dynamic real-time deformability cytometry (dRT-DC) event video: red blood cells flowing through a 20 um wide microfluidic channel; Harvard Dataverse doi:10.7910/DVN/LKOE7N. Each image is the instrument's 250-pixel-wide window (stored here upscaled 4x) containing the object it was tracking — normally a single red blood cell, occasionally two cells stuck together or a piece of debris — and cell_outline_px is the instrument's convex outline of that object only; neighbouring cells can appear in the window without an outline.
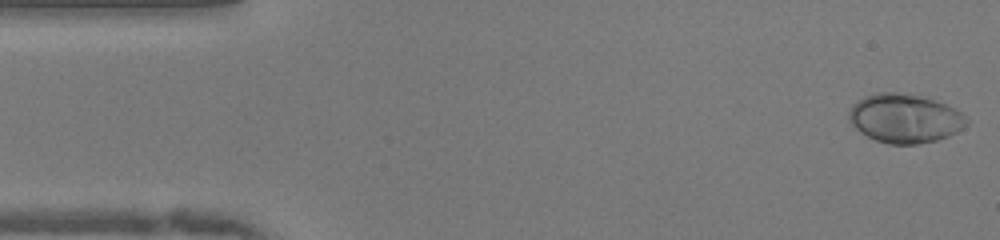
{"species": "human", "species_latin": "Homo sapiens", "temperature_condition": "warm", "stored_images_in_passage": 49, "camera_frame_rate_fps": 3000, "um_per_image_px": 0.085, "donor": {"sex": "female"}, "frame": {"image": 1, "passage_image": 1, "time_ms": 0.0, "image_size_px": [1000, 240], "cell_outline_px": [[968, 124], [964, 128], [948, 136], [936, 140], [916, 144], [888, 144], [876, 140], [860, 132], [848, 120], [848, 112], [852, 104], [864, 96], [876, 92], [896, 92], [920, 96], [956, 108], [968, 120]], "centroid_in_image_um": [76.88, 10.06], "position_along_channel_um": 8.1, "area_um2": 33.52}}
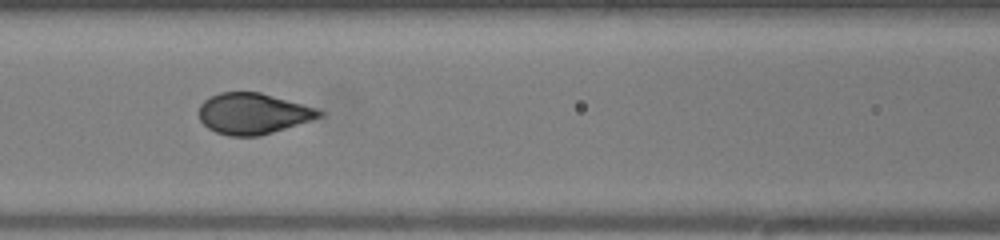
{"frame": {"image": 2, "passage_image": 20, "time_ms": 6.333, "image_size_px": [1000, 240], "cell_outline_px": [[324, 116], [312, 120], [260, 136], [228, 136], [216, 132], [208, 128], [200, 120], [200, 104], [204, 100], [220, 92], [260, 92], [304, 104], [316, 108], [324, 112]], "centroid_in_image_um": [21.53, 9.66], "position_along_channel_um": 145.1, "area_um2": 28.73}}
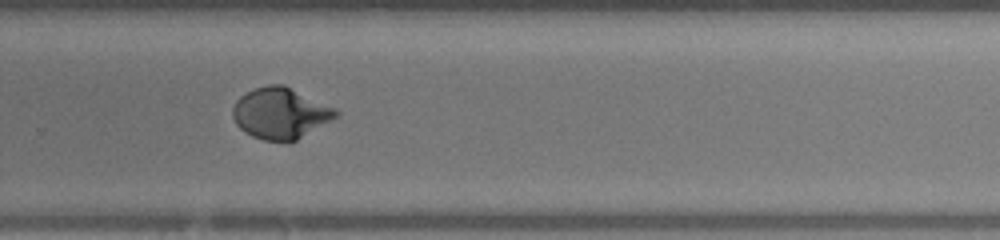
{"frame": {"image": 3, "passage_image": 32, "time_ms": 10.333, "image_size_px": [1000, 240], "cell_outline_px": [[340, 112], [332, 120], [296, 140], [288, 144], [264, 140], [252, 136], [244, 132], [236, 124], [232, 116], [232, 108], [236, 100], [240, 96], [256, 88], [268, 84], [284, 84], [336, 108]], "centroid_in_image_um": [23.83, 9.64], "position_along_channel_um": 306.0, "area_um2": 31.04}, "authors_computed_cell_mechanics": {"area_um2": 30.2294, "velocity_mm_per_s": 4.0352, "shape_relaxation_time_tau1_ms": 3.8954, "shape_relaxation_time_tau2_ms": null, "deformation_change_tau1": 0.2141, "deformation_change_tau2": null}}